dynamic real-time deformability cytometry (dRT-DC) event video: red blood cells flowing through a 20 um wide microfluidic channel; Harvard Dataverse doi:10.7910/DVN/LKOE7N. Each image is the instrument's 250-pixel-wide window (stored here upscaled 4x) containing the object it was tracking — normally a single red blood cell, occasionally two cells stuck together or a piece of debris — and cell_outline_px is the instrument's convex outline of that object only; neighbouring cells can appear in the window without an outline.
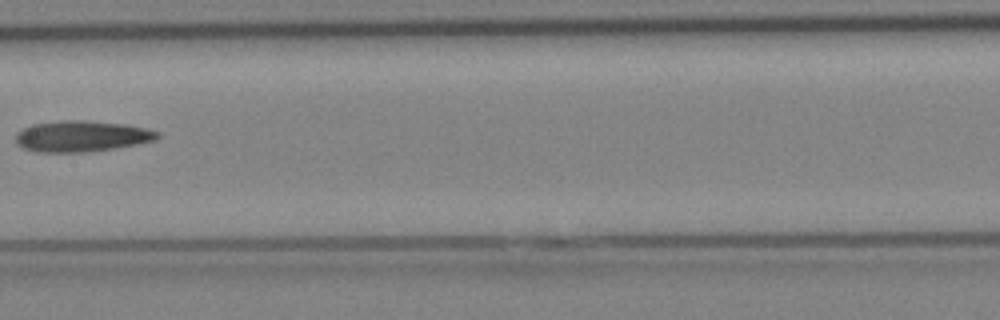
{"species": "Egyptian fruit bat (a non-hibernating species)", "species_latin": "Rousettus aegyptiacus", "temperature_condition": "cold", "stored_images_in_passage": 30, "camera_frame_rate_fps": 3000, "um_per_image_px": 0.085, "animal": {"sex": "female"}, "frame": {"image": 1, "passage_image": 13, "time_ms": 4.0, "image_size_px": [1000, 320], "cell_outline_px": [[160, 136], [156, 140], [116, 148], [92, 152], [36, 152], [24, 148], [16, 144], [16, 136], [24, 128], [32, 124], [60, 120], [84, 120], [124, 124], [148, 128], [160, 132]], "centroid_in_image_um": [6.97, 11.58], "position_along_channel_um": 200.4, "area_um2": 25.78}}
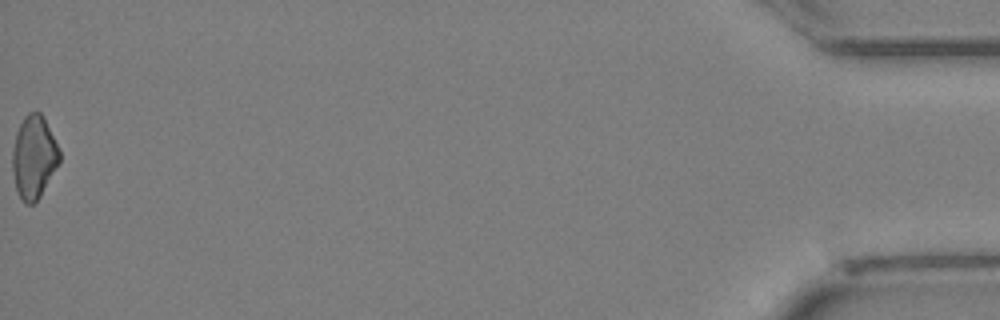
{"frame": {"image": 2, "passage_image": 30, "time_ms": 9.667, "image_size_px": [1000, 320], "cell_outline_px": [[60, 160], [40, 196], [32, 204], [24, 204], [16, 192], [12, 172], [12, 152], [16, 132], [24, 116], [28, 112], [40, 112], [44, 116], [60, 152]], "centroid_in_image_um": [2.85, 13.35], "position_along_channel_um": 432.4, "area_um2": 22.72}}